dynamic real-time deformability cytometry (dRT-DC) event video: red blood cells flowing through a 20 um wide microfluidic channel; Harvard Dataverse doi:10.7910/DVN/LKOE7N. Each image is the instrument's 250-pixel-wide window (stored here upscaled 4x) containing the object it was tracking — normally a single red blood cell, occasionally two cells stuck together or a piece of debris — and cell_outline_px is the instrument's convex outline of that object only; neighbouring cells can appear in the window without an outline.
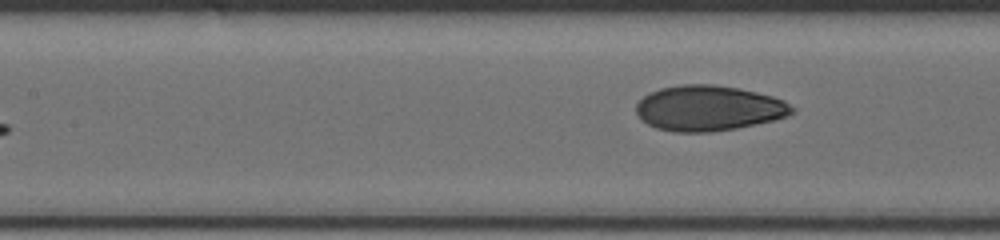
{"species": "human", "species_latin": "Homo sapiens", "temperature_condition": "cold", "stored_images_in_passage": 10, "segment_of_instrument_passage": [2, 2], "camera_frame_rate_fps": 3000, "um_per_image_px": 0.085, "donor": {"sex": "male"}, "frame": {"image": 1, "passage_image": 10, "time_ms": 9.0, "image_size_px": [1000, 240], "cell_outline_px": [[796, 112], [788, 116], [756, 124], [736, 128], [712, 132], [672, 132], [656, 128], [640, 120], [636, 112], [636, 104], [644, 96], [660, 88], [680, 84], [712, 84], [740, 88], [772, 96], [784, 100], [796, 108]], "centroid_in_image_um": [60.24, 9.2], "position_along_channel_um": 147.2, "area_um2": 41.5}}